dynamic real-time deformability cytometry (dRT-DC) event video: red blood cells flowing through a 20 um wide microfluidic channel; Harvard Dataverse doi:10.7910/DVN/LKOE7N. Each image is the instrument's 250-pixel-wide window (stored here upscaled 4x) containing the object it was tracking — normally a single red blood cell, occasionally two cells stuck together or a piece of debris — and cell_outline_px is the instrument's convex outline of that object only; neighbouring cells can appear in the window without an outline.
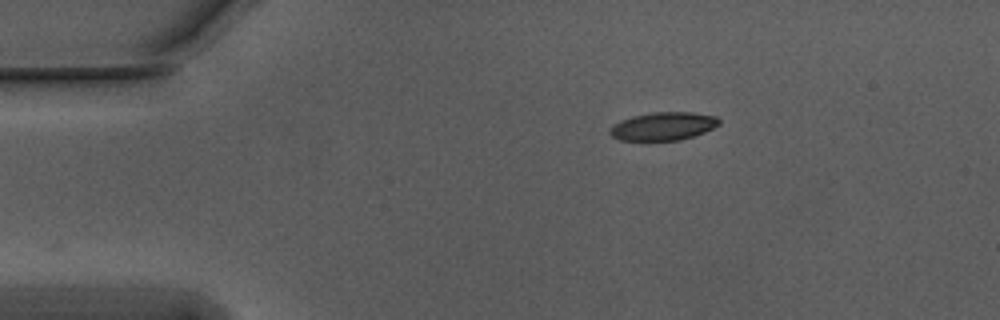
{"species": "Egyptian fruit bat (a non-hibernating species)", "species_latin": "Rousettus aegyptiacus", "temperature_condition": "warm", "stored_images_in_passage": 46, "camera_frame_rate_fps": 3000, "um_per_image_px": 0.085, "animal": {"sex": "male"}, "frame": {"image": 1, "passage_image": 1, "time_ms": 0.0, "image_size_px": [1000, 320], "cell_outline_px": [[720, 124], [704, 132], [680, 140], [620, 140], [612, 136], [608, 132], [612, 124], [620, 120], [632, 116], [652, 112], [692, 112], [716, 116], [720, 120]], "centroid_in_image_um": [56.35, 10.72], "position_along_channel_um": 28.7, "area_um2": 17.92}}
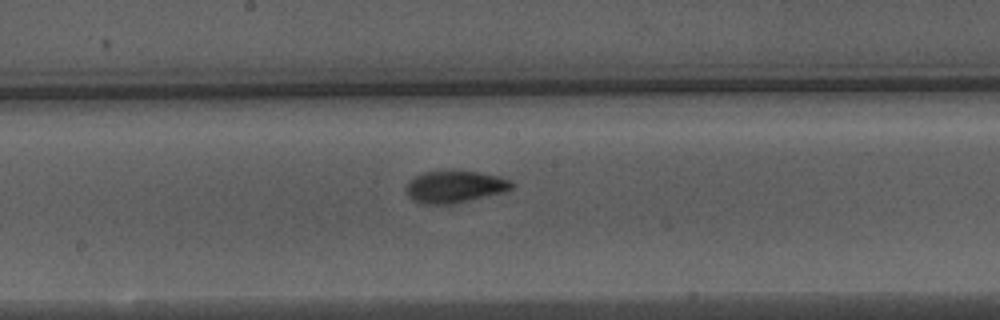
{"frame": {"image": 2, "passage_image": 20, "time_ms": 6.333, "image_size_px": [1000, 320], "cell_outline_px": [[516, 184], [512, 188], [504, 192], [452, 204], [424, 204], [412, 200], [408, 196], [404, 188], [408, 180], [424, 172], [448, 168], [476, 172], [500, 176], [512, 180]], "centroid_in_image_um": [38.64, 15.84], "position_along_channel_um": 209.6, "area_um2": 20.4}}
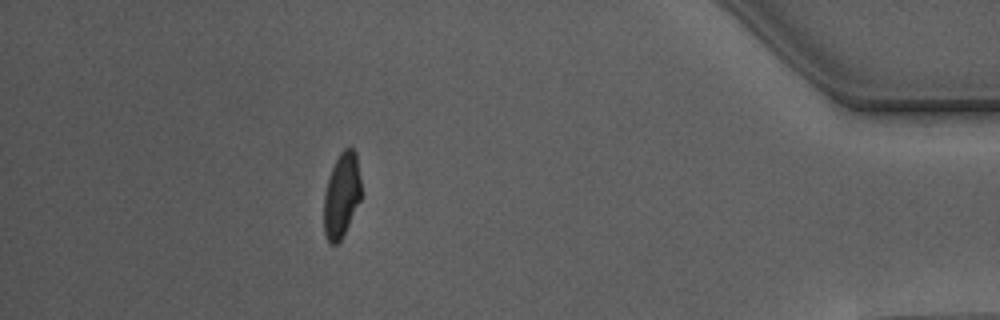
{"frame": {"image": 3, "passage_image": 40, "time_ms": 13.0, "image_size_px": [1000, 320], "cell_outline_px": [[360, 200], [340, 240], [336, 244], [328, 244], [324, 232], [324, 196], [328, 180], [332, 168], [340, 152], [344, 148], [352, 148], [356, 152], [360, 176]], "centroid_in_image_um": [29.02, 16.59], "position_along_channel_um": 406.2, "area_um2": 18.09}, "authors_computed_cell_mechanics": {"area_um2": 18.8139, "velocity_mm_per_s": 3.7585, "shape_relaxation_time_tau1_ms": 4.9342, "shape_relaxation_time_tau2_ms": 1.9154, "deformation_change_tau1": 0.1753, "deformation_change_tau2": 0.0817}}